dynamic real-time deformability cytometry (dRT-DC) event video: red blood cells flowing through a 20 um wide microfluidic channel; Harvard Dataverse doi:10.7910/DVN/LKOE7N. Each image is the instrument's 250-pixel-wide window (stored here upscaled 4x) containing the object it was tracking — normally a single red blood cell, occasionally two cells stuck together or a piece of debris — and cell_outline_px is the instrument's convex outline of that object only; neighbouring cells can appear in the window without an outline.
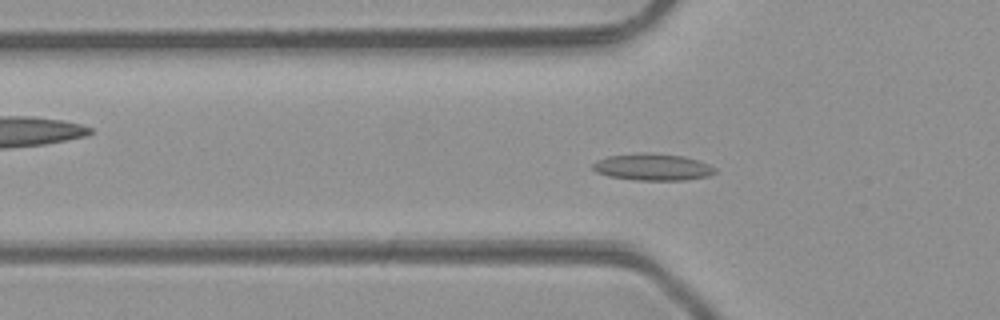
{"species": "common noctule bat (a hibernating species)", "species_latin": "Nyctalus noctula", "temperature_condition": "room temperature", "stored_images_in_passage": 50, "camera_frame_rate_fps": 3000, "um_per_image_px": 0.085, "animal": {"sex": "male", "body_mass_g": 23.1, "forearm_length_mm": 52.7}, "frame": {"image": 1, "passage_image": 16, "time_ms": 5.0, "image_size_px": [1000, 320], "cell_outline_px": [[716, 172], [708, 176], [684, 180], [636, 180], [608, 176], [596, 172], [592, 168], [592, 164], [596, 160], [608, 156], [640, 152], [652, 152], [684, 156], [708, 164], [716, 168]], "centroid_in_image_um": [55.45, 14.19], "position_along_channel_um": 70.4, "area_um2": 19.25}}
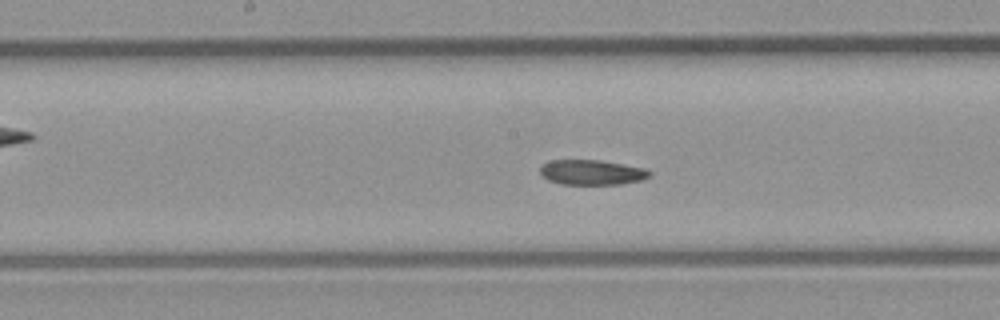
{"frame": {"image": 2, "passage_image": 25, "time_ms": 8.0, "image_size_px": [1000, 320], "cell_outline_px": [[652, 176], [640, 180], [620, 184], [560, 184], [548, 180], [540, 172], [540, 168], [548, 160], [600, 160], [644, 168], [652, 172]], "centroid_in_image_um": [50.31, 14.65], "position_along_channel_um": 197.9, "area_um2": 15.9}}
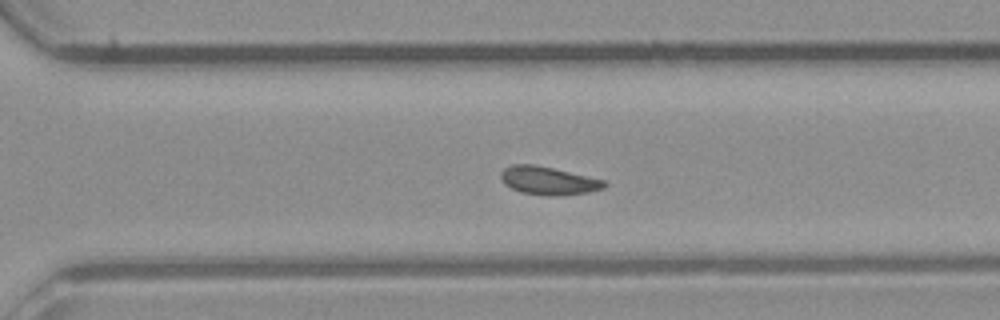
{"frame": {"image": 3, "passage_image": 34, "time_ms": 11.0, "image_size_px": [1000, 320], "cell_outline_px": [[608, 184], [604, 188], [588, 192], [556, 196], [548, 196], [520, 192], [504, 184], [500, 176], [500, 172], [504, 168], [512, 164], [536, 164], [604, 180]], "centroid_in_image_um": [46.58, 15.35], "position_along_channel_um": 324.0, "area_um2": 16.99}, "authors_computed_cell_mechanics": {"area_um2": 17.0221, "velocity_mm_per_s": 4.2236, "shape_relaxation_time_tau1_ms": 5.4206, "shape_relaxation_time_tau2_ms": null, "deformation_change_tau1": 0.1134, "deformation_change_tau2": null}}